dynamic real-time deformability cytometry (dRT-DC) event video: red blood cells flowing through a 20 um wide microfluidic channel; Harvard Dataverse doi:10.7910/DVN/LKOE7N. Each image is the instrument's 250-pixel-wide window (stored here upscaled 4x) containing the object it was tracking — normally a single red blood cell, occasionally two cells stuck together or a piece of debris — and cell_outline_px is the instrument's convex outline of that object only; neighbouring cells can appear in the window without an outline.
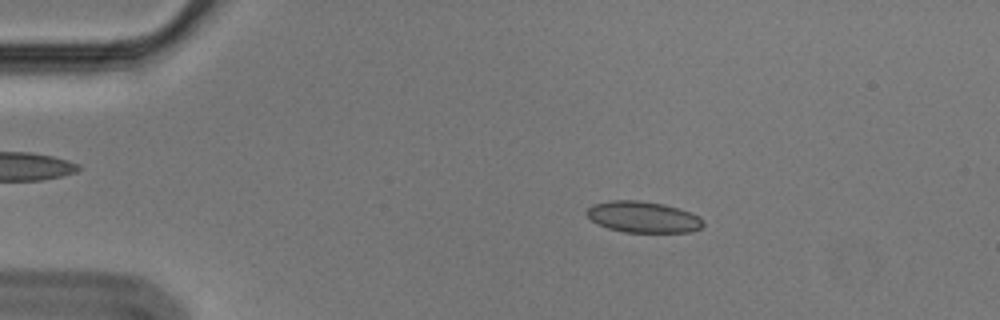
{"species": "Egyptian fruit bat (a non-hibernating species)", "species_latin": "Rousettus aegyptiacus", "temperature_condition": "cold", "stored_images_in_passage": 56, "camera_frame_rate_fps": 3000, "um_per_image_px": 0.085, "animal": {"sex": "male"}, "frame": {"image": 1, "passage_image": 10, "time_ms": 3.0, "image_size_px": [1000, 320], "cell_outline_px": [[704, 224], [700, 228], [692, 232], [624, 232], [608, 228], [596, 224], [584, 212], [592, 204], [608, 200], [640, 200], [664, 204], [700, 216], [704, 220]], "centroid_in_image_um": [54.64, 18.44], "position_along_channel_um": 30.4, "area_um2": 21.33}}
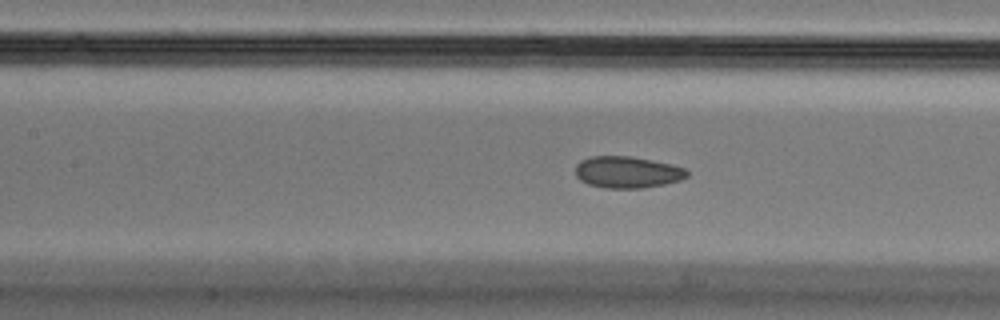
{"frame": {"image": 2, "passage_image": 25, "time_ms": 8.0, "image_size_px": [1000, 320], "cell_outline_px": [[688, 176], [680, 180], [664, 184], [640, 188], [604, 188], [588, 184], [580, 180], [576, 176], [576, 164], [580, 160], [592, 156], [632, 156], [672, 164], [684, 168], [688, 172]], "centroid_in_image_um": [53.31, 14.63], "position_along_channel_um": 154.1, "area_um2": 20.63}}
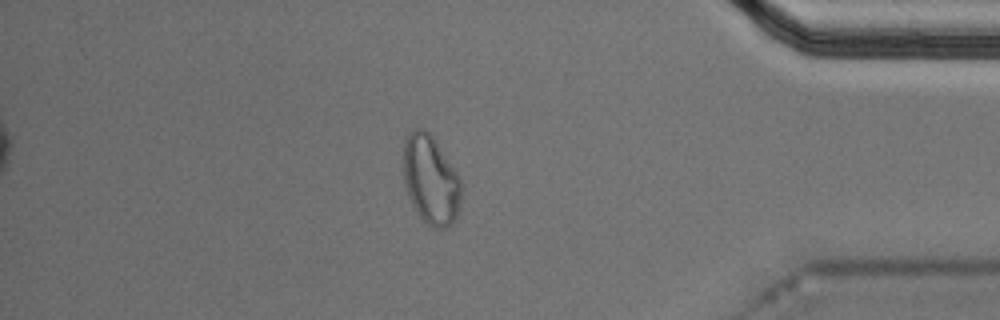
{"frame": {"image": 3, "passage_image": 48, "time_ms": 15.667, "image_size_px": [1000, 320], "cell_outline_px": [[460, 212], [456, 220], [448, 228], [432, 228], [420, 216], [412, 204], [408, 196], [404, 184], [404, 140], [408, 132], [416, 124], [424, 128], [436, 140], [460, 176]], "centroid_in_image_um": [36.62, 15.26], "position_along_channel_um": 398.6, "area_um2": 30.58}, "authors_computed_cell_mechanics": {"area_um2": 21.0392, "velocity_mm_per_s": 3.5782, "shape_relaxation_time_tau1_ms": null, "shape_relaxation_time_tau2_ms": 1.7182, "deformation_change_tau1": null, "deformation_change_tau2": 0.0621}}